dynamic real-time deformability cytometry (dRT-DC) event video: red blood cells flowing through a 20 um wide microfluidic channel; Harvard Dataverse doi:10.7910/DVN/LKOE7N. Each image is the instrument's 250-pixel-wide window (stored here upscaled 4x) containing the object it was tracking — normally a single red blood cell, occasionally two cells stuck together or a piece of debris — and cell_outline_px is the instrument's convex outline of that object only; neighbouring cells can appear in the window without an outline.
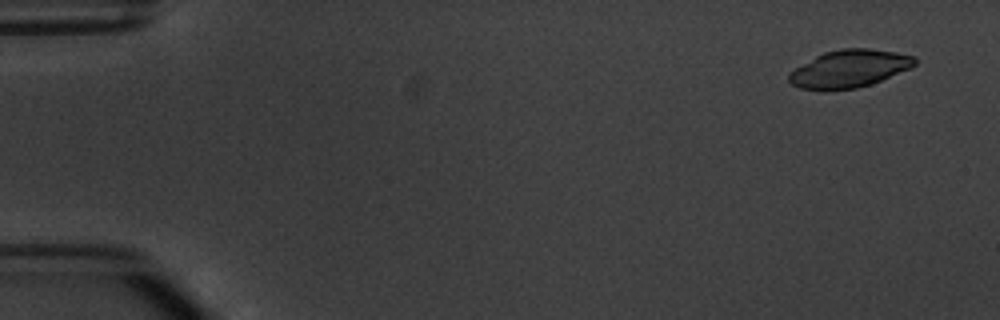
{"species": "common noctule bat (a hibernating species)", "species_latin": "Nyctalus noctula", "temperature_condition": "warm", "stored_images_in_passage": 6, "camera_frame_rate_fps": 3000, "um_per_image_px": 0.085, "animal": {"sex": "male", "body_mass_g": 20.1, "forearm_length_mm": 53.5}, "frame": {"image": 1, "passage_image": 1, "time_ms": 0.0, "image_size_px": [1000, 320], "cell_outline_px": [[916, 64], [912, 68], [872, 84], [856, 88], [820, 92], [800, 88], [792, 84], [788, 80], [788, 72], [816, 56], [824, 52], [840, 48], [868, 48], [896, 52], [916, 56]], "centroid_in_image_um": [72.19, 5.86], "position_along_channel_um": 12.8, "area_um2": 28.09}}